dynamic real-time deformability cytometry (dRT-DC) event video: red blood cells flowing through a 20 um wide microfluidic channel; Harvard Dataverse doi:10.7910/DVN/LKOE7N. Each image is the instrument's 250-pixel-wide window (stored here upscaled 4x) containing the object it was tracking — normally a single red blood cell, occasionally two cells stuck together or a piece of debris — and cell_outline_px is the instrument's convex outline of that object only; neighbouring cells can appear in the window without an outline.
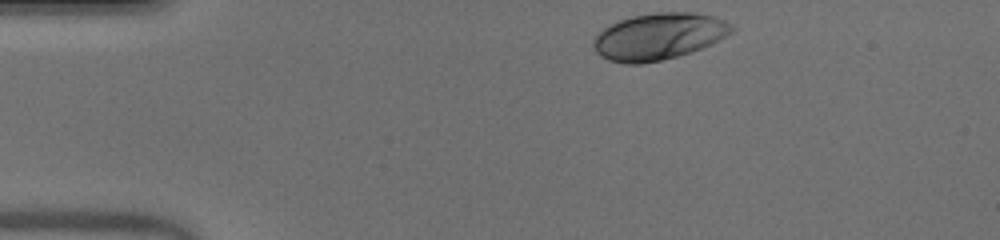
{"species": "human", "species_latin": "Homo sapiens", "temperature_condition": "warm", "stored_images_in_passage": 34, "camera_frame_rate_fps": 3000, "um_per_image_px": 0.085, "donor": {"sex": "male"}, "frame": {"image": 1, "passage_image": 1, "time_ms": 0.0, "image_size_px": [1000, 240], "cell_outline_px": [[736, 28], [732, 32], [712, 44], [676, 56], [660, 60], [640, 64], [624, 64], [608, 60], [600, 56], [596, 52], [592, 44], [592, 40], [608, 24], [616, 20], [632, 16], [656, 12], [696, 12], [712, 16], [724, 20], [732, 24]], "centroid_in_image_um": [55.97, 3.08], "position_along_channel_um": 29.0, "area_um2": 37.74}}
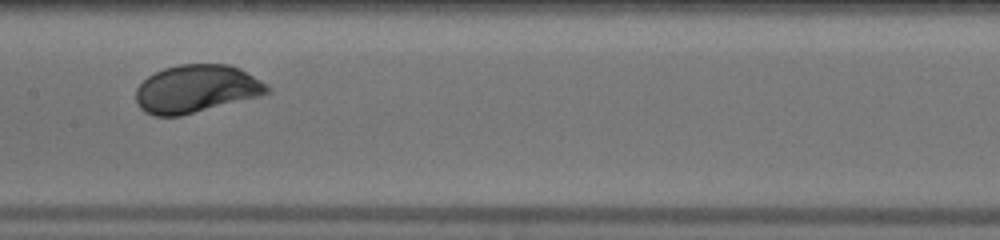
{"frame": {"image": 2, "passage_image": 18, "time_ms": 5.667, "image_size_px": [1000, 240], "cell_outline_px": [[268, 92], [260, 96], [180, 116], [152, 116], [144, 112], [136, 104], [136, 88], [148, 76], [164, 68], [180, 64], [228, 64], [240, 68], [260, 80], [268, 88]], "centroid_in_image_um": [16.64, 7.56], "position_along_channel_um": 190.8, "area_um2": 36.47}}
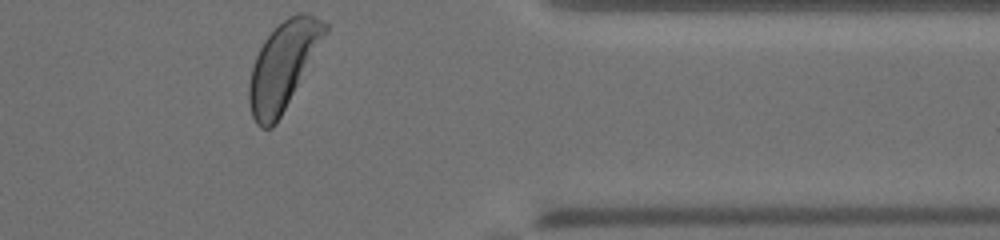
{"frame": {"image": 3, "passage_image": 34, "time_ms": 11.0, "image_size_px": [1000, 240], "cell_outline_px": [[328, 32], [276, 124], [272, 128], [260, 128], [256, 124], [252, 116], [248, 100], [248, 84], [252, 68], [256, 56], [264, 40], [288, 16], [296, 12], [308, 12], [328, 24]], "centroid_in_image_um": [24.06, 5.58], "position_along_channel_um": 387.3, "area_um2": 38.21}, "authors_computed_cell_mechanics": {"area_um2": 36.4718, "velocity_mm_per_s": 3.9732, "shape_relaxation_time_tau1_ms": 1.8467, "shape_relaxation_time_tau2_ms": null, "deformation_change_tau1": 0.1323, "deformation_change_tau2": null}}